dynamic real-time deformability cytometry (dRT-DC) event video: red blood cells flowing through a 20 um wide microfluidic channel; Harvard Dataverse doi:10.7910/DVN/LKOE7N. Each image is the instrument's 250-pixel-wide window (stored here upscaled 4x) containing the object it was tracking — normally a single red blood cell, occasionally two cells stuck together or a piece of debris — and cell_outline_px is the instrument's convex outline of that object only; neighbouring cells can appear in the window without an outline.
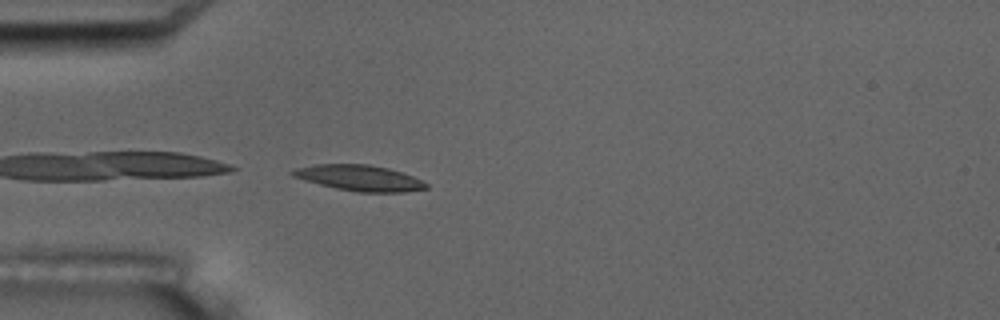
{"species": "common noctule bat (a hibernating species)", "species_latin": "Nyctalus noctula", "temperature_condition": "room temperature", "stored_images_in_passage": 5, "camera_frame_rate_fps": 3000, "um_per_image_px": 0.085, "animal": {"sex": "male", "body_mass_g": 17.5, "forearm_length_mm": 52.3}, "frame": {"image": 1, "passage_image": 5, "time_ms": 5.667, "image_size_px": [1000, 320], "cell_outline_px": [[428, 188], [404, 192], [360, 192], [336, 188], [304, 180], [292, 176], [288, 172], [296, 168], [312, 164], [368, 164], [388, 168], [412, 176], [428, 184]], "centroid_in_image_um": [30.51, 15.12], "position_along_channel_um": 54.5, "area_um2": 19.94}}